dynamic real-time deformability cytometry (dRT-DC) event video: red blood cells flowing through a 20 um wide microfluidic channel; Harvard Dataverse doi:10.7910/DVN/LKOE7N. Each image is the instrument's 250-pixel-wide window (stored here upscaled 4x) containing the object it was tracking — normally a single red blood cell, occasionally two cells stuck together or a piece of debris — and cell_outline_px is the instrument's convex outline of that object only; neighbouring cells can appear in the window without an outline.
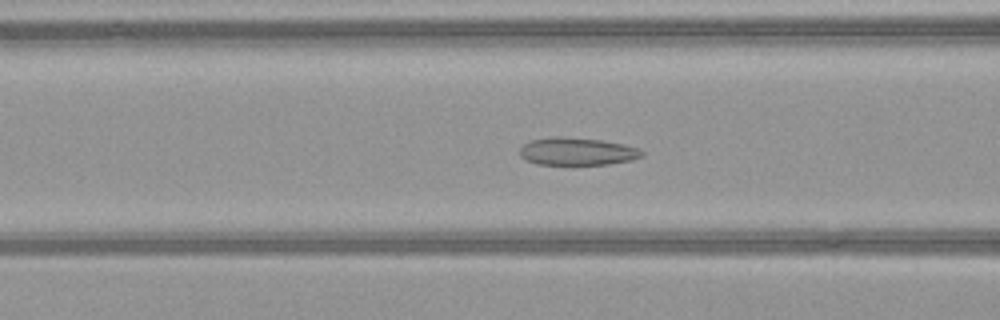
{"species": "common noctule bat (a hibernating species)", "species_latin": "Nyctalus noctula", "temperature_condition": "warm", "stored_images_in_passage": 51, "camera_frame_rate_fps": 3000, "um_per_image_px": 0.085, "animal": {"sex": "female", "body_mass_g": 21.9}, "frame": {"image": 1, "passage_image": 22, "time_ms": 7.0, "image_size_px": [1000, 320], "cell_outline_px": [[644, 156], [632, 160], [608, 164], [572, 168], [536, 164], [520, 156], [520, 148], [524, 144], [532, 140], [560, 136], [600, 140], [624, 144], [636, 148], [644, 152]], "centroid_in_image_um": [49.06, 12.93], "position_along_channel_um": 117.5, "area_um2": 20.46}}
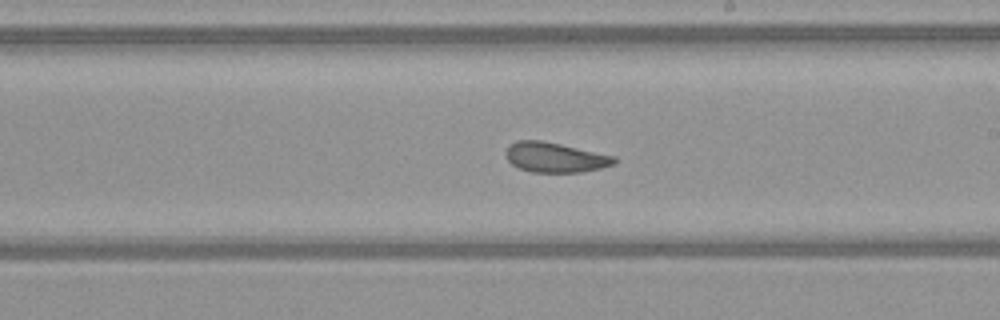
{"frame": {"image": 2, "passage_image": 31, "time_ms": 10.0, "image_size_px": [1000, 320], "cell_outline_px": [[616, 164], [584, 172], [532, 172], [520, 168], [512, 164], [508, 160], [504, 152], [508, 144], [516, 140], [540, 140], [560, 144], [616, 156]], "centroid_in_image_um": [47.17, 13.37], "position_along_channel_um": 241.8, "area_um2": 19.02}}
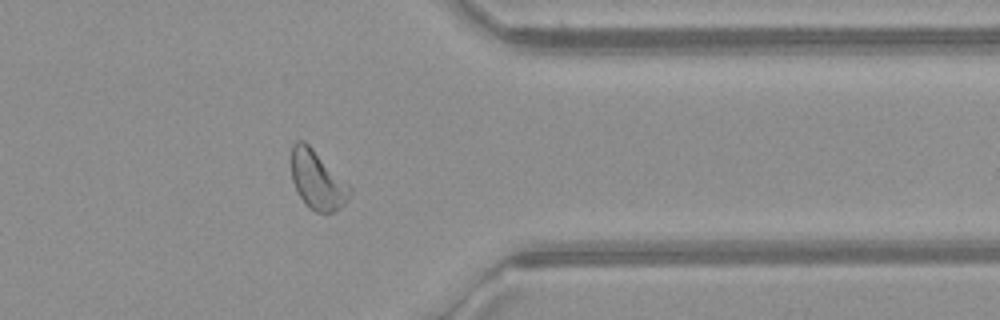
{"frame": {"image": 3, "passage_image": 42, "time_ms": 13.667, "image_size_px": [1000, 320], "cell_outline_px": [[352, 192], [344, 204], [336, 212], [316, 212], [308, 208], [300, 196], [292, 180], [292, 144], [296, 140], [304, 140], [352, 188]], "centroid_in_image_um": [26.97, 15.32], "position_along_channel_um": 384.4, "area_um2": 19.71}, "authors_computed_cell_mechanics": {"area_um2": 21.3282, "velocity_mm_per_s": 4.1381, "shape_relaxation_time_tau1_ms": null, "shape_relaxation_time_tau2_ms": 2.4428, "deformation_change_tau1": null, "deformation_change_tau2": 0.0895}}